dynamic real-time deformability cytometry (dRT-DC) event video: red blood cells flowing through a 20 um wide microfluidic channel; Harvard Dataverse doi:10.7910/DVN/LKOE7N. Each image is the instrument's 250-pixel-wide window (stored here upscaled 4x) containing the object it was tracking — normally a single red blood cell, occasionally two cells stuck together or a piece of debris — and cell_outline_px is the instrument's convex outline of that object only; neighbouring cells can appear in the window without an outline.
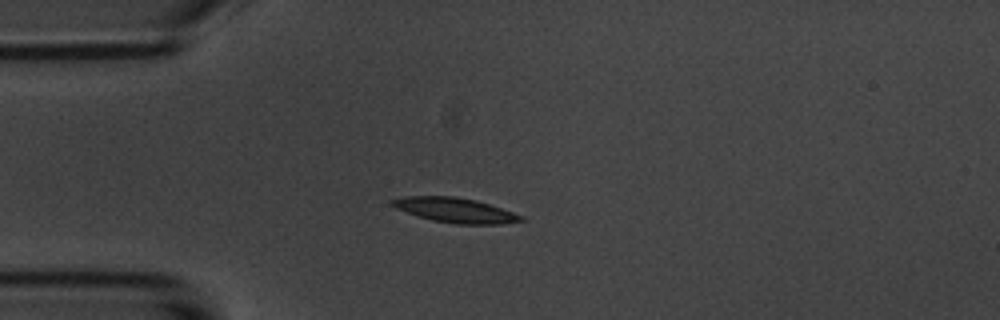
{"species": "common noctule bat (a hibernating species)", "species_latin": "Nyctalus noctula", "temperature_condition": "room temperature", "stored_images_in_passage": 4, "camera_frame_rate_fps": 3000, "um_per_image_px": 0.085, "animal": {"sex": "male", "body_mass_g": 20.1, "forearm_length_mm": 53.5}, "frame": {"image": 1, "passage_image": 4, "time_ms": 3.333, "image_size_px": [1000, 320], "cell_outline_px": [[524, 220], [500, 224], [456, 224], [432, 220], [396, 208], [388, 204], [388, 200], [404, 196], [456, 196], [476, 200], [524, 216]], "centroid_in_image_um": [38.65, 17.85], "position_along_channel_um": 46.4, "area_um2": 18.5}}